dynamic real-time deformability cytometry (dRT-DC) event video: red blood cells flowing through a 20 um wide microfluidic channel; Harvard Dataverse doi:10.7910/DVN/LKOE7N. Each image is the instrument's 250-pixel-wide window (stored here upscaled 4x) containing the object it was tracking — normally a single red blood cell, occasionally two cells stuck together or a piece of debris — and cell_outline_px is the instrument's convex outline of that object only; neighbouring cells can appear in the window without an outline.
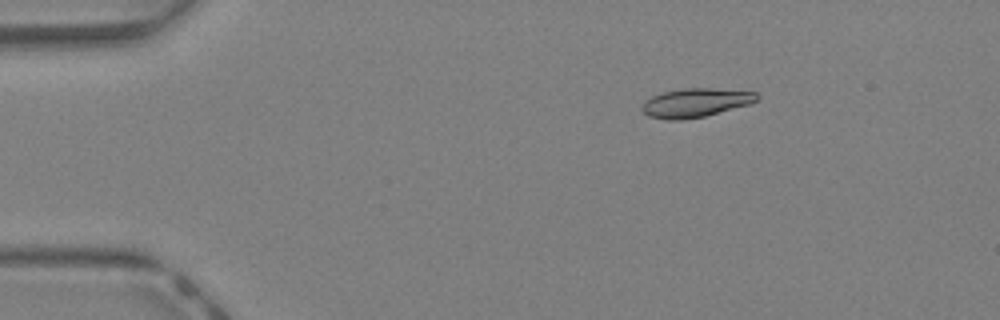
{"species": "Egyptian fruit bat (a non-hibernating species)", "species_latin": "Rousettus aegyptiacus", "temperature_condition": "warm", "stored_images_in_passage": 36, "camera_frame_rate_fps": 3000, "um_per_image_px": 0.085, "animal": {"sex": "female"}, "frame": {"image": 1, "passage_image": 1, "time_ms": 0.0, "image_size_px": [1000, 320], "cell_outline_px": [[760, 96], [756, 100], [748, 104], [704, 116], [680, 120], [668, 120], [648, 116], [640, 108], [652, 96], [664, 92], [684, 88], [712, 88], [756, 92]], "centroid_in_image_um": [59.11, 8.73], "position_along_channel_um": 25.9, "area_um2": 18.96}}
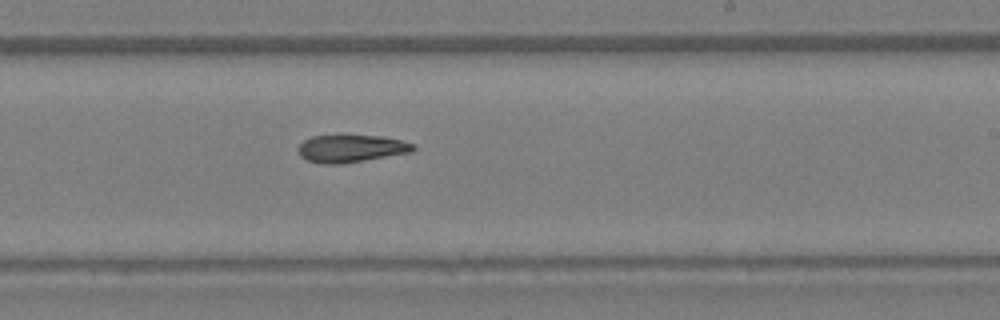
{"frame": {"image": 2, "passage_image": 20, "time_ms": 6.333, "image_size_px": [1000, 320], "cell_outline_px": [[416, 148], [412, 152], [340, 164], [324, 164], [308, 160], [300, 156], [296, 148], [304, 140], [312, 136], [340, 132], [344, 132], [380, 136], [400, 140], [416, 144]], "centroid_in_image_um": [29.81, 12.56], "position_along_channel_um": 259.2, "area_um2": 19.31}}
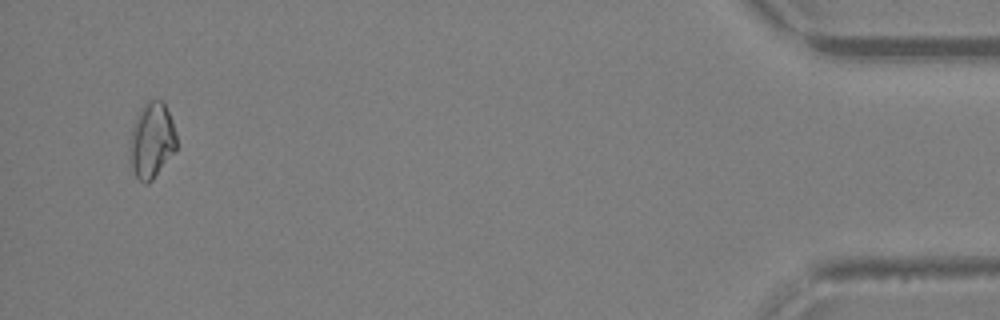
{"frame": {"image": 3, "passage_image": 35, "time_ms": 11.333, "image_size_px": [1000, 320], "cell_outline_px": [[176, 148], [152, 180], [148, 184], [144, 184], [136, 176], [132, 168], [132, 128], [136, 116], [144, 104], [148, 100], [164, 100], [172, 120], [176, 132]], "centroid_in_image_um": [12.93, 11.89], "position_along_channel_um": 422.3, "area_um2": 20.0}}